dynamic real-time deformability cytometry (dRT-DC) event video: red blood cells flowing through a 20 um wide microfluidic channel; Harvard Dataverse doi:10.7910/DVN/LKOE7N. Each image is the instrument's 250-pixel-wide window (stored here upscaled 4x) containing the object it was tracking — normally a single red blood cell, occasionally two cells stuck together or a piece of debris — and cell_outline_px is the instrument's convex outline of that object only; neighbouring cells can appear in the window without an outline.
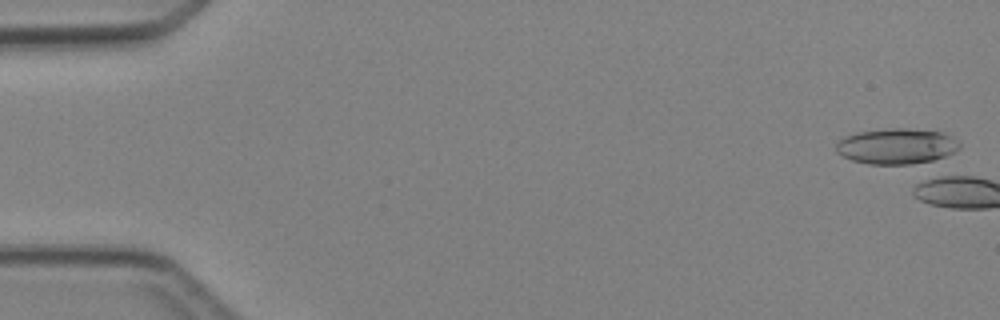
{"species": "Egyptian fruit bat (a non-hibernating species)", "species_latin": "Rousettus aegyptiacus", "temperature_condition": "cold", "stored_images_in_passage": 6, "camera_frame_rate_fps": 3000, "um_per_image_px": 0.085, "animal": {"sex": "female"}, "frame": {"image": 1, "passage_image": 1, "time_ms": 0.0, "image_size_px": [1000, 320], "cell_outline_px": [[960, 148], [944, 156], [924, 164], [868, 164], [852, 160], [836, 152], [836, 144], [844, 136], [856, 132], [892, 128], [904, 128], [944, 132], [952, 136], [960, 144]], "centroid_in_image_um": [76.22, 12.43], "position_along_channel_um": 8.8, "area_um2": 25.78}}
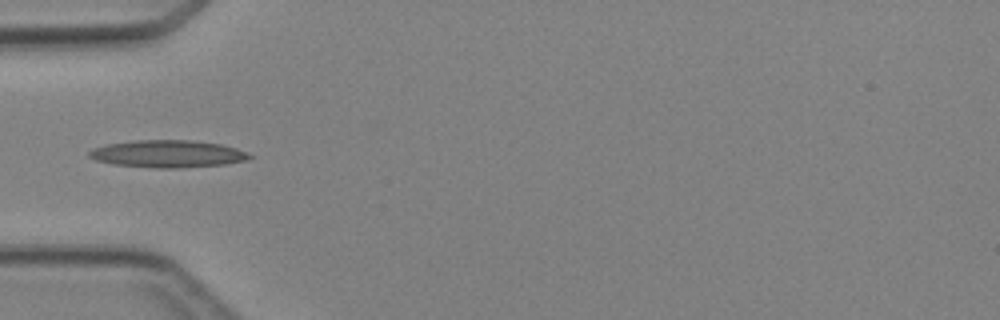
{"frame": {"image": 2, "passage_image": 5, "time_ms": 5.667, "image_size_px": [1000, 320], "cell_outline_px": [[256, 156], [244, 160], [224, 164], [176, 168], [156, 168], [112, 164], [96, 160], [88, 156], [88, 152], [92, 148], [104, 144], [136, 140], [188, 140], [220, 144], [236, 148], [248, 152]], "centroid_in_image_um": [14.23, 13.07], "position_along_channel_um": 70.8, "area_um2": 25.55}}
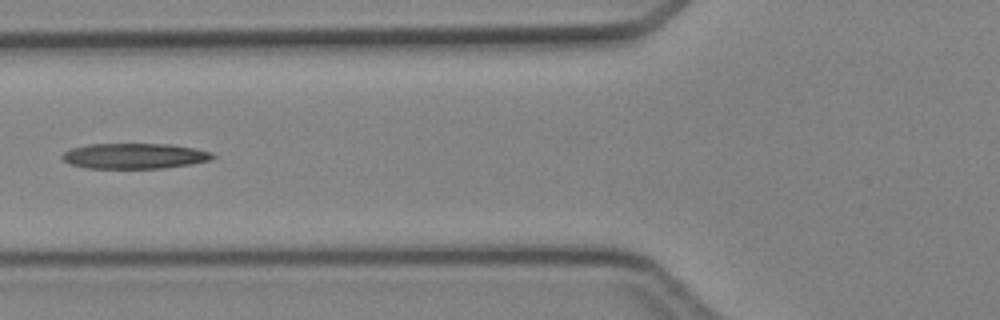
{"frame": {"image": 3, "passage_image": 6, "time_ms": 6.667, "image_size_px": [1000, 320], "cell_outline_px": [[216, 156], [212, 160], [192, 164], [164, 168], [88, 168], [72, 164], [64, 160], [60, 156], [64, 152], [72, 148], [88, 144], [168, 144], [192, 148], [212, 152]], "centroid_in_image_um": [11.46, 13.26], "position_along_channel_um": 114.3, "area_um2": 22.25}}